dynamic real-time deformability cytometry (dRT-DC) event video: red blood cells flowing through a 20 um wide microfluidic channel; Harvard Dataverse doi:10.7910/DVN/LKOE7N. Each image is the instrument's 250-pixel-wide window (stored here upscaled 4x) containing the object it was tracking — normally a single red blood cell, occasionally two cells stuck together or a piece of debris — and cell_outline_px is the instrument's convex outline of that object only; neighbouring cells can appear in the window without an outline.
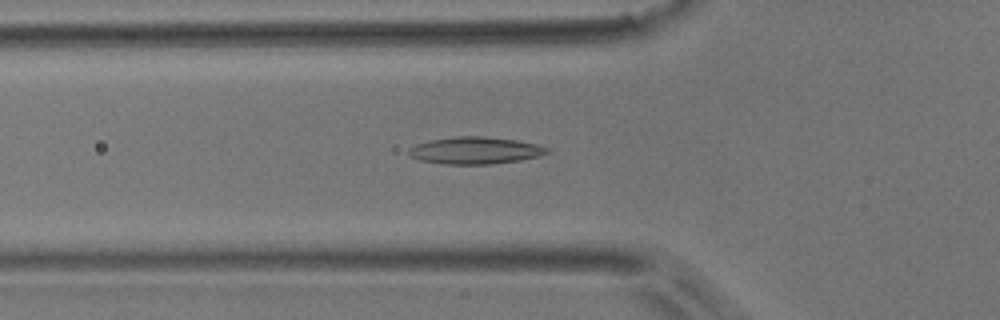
{"species": "common noctule bat (a hibernating species)", "species_latin": "Nyctalus noctula", "temperature_condition": "room temperature", "stored_images_in_passage": 52, "camera_frame_rate_fps": 3000, "um_per_image_px": 0.085, "animal": {"sex": "male", "body_mass_g": 17.9}, "frame": {"image": 1, "passage_image": 18, "time_ms": 5.667, "image_size_px": [1000, 320], "cell_outline_px": [[548, 152], [540, 156], [520, 160], [488, 164], [444, 164], [420, 160], [408, 156], [408, 148], [416, 144], [428, 140], [456, 136], [484, 136], [516, 140], [536, 144], [548, 148]], "centroid_in_image_um": [40.34, 12.78], "position_along_channel_um": 85.5, "area_um2": 21.85}}
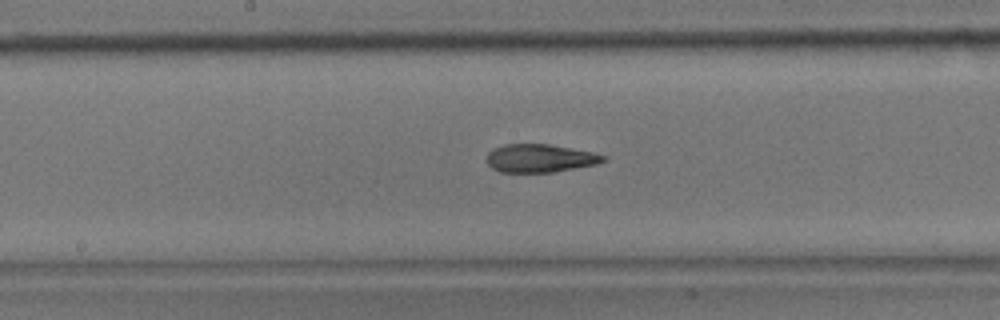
{"frame": {"image": 2, "passage_image": 27, "time_ms": 8.667, "image_size_px": [1000, 320], "cell_outline_px": [[608, 160], [596, 164], [556, 172], [500, 172], [492, 168], [484, 160], [488, 152], [492, 148], [504, 144], [548, 144], [592, 152], [608, 156]], "centroid_in_image_um": [45.88, 13.45], "position_along_channel_um": 202.3, "area_um2": 19.36}}
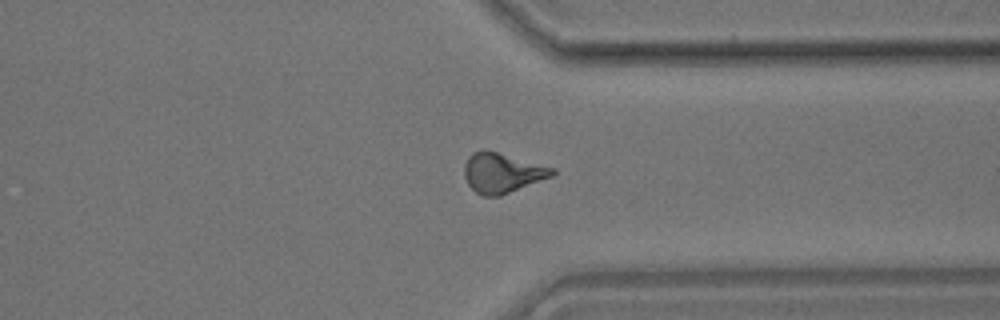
{"frame": {"image": 3, "passage_image": 40, "time_ms": 13.0, "image_size_px": [1000, 320], "cell_outline_px": [[556, 172], [552, 176], [500, 196], [484, 196], [476, 192], [468, 184], [464, 176], [464, 164], [468, 156], [472, 152], [496, 152], [556, 168]], "centroid_in_image_um": [42.69, 14.71], "position_along_channel_um": 368.7, "area_um2": 20.06}, "authors_computed_cell_mechanics": {"area_um2": 20.2589, "velocity_mm_per_s": 3.8687, "shape_relaxation_time_tau1_ms": null, "shape_relaxation_time_tau2_ms": 2.945, "deformation_change_tau1": null, "deformation_change_tau2": 0.1227}}